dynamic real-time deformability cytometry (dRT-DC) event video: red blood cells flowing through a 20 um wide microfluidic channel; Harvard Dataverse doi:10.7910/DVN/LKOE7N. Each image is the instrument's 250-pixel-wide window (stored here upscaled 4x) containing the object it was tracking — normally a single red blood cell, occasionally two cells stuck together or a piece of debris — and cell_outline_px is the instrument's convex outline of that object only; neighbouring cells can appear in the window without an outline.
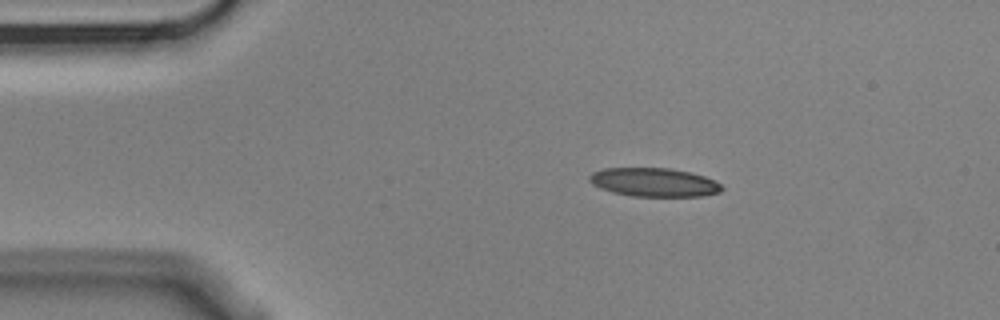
{"species": "Egyptian fruit bat (a non-hibernating species)", "species_latin": "Rousettus aegyptiacus", "temperature_condition": "cold", "stored_images_in_passage": 2, "camera_frame_rate_fps": 3000, "um_per_image_px": 0.085, "animal": {"sex": "male"}, "frame": {"image": 1, "passage_image": 1, "time_ms": 0.0, "image_size_px": [1000, 320], "cell_outline_px": [[724, 188], [720, 192], [700, 196], [632, 196], [612, 192], [600, 188], [592, 184], [588, 180], [588, 176], [592, 172], [604, 168], [668, 168], [688, 172], [704, 176], [720, 184]], "centroid_in_image_um": [55.54, 15.49], "position_along_channel_um": 29.5, "area_um2": 22.02}}